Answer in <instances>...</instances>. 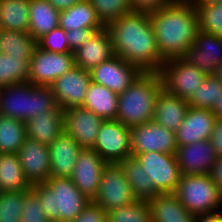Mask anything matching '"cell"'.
<instances>
[{"label":"cell","mask_w":222,"mask_h":222,"mask_svg":"<svg viewBox=\"0 0 222 222\" xmlns=\"http://www.w3.org/2000/svg\"><path fill=\"white\" fill-rule=\"evenodd\" d=\"M177 147L175 155L182 175L209 174L218 157L210 140Z\"/></svg>","instance_id":"cell-19"},{"label":"cell","mask_w":222,"mask_h":222,"mask_svg":"<svg viewBox=\"0 0 222 222\" xmlns=\"http://www.w3.org/2000/svg\"><path fill=\"white\" fill-rule=\"evenodd\" d=\"M207 75H213L222 64V37L198 31L194 44L182 57Z\"/></svg>","instance_id":"cell-18"},{"label":"cell","mask_w":222,"mask_h":222,"mask_svg":"<svg viewBox=\"0 0 222 222\" xmlns=\"http://www.w3.org/2000/svg\"><path fill=\"white\" fill-rule=\"evenodd\" d=\"M213 75L222 83V64L217 66Z\"/></svg>","instance_id":"cell-51"},{"label":"cell","mask_w":222,"mask_h":222,"mask_svg":"<svg viewBox=\"0 0 222 222\" xmlns=\"http://www.w3.org/2000/svg\"><path fill=\"white\" fill-rule=\"evenodd\" d=\"M59 27L65 32L78 28H105L89 0H80L60 11Z\"/></svg>","instance_id":"cell-28"},{"label":"cell","mask_w":222,"mask_h":222,"mask_svg":"<svg viewBox=\"0 0 222 222\" xmlns=\"http://www.w3.org/2000/svg\"><path fill=\"white\" fill-rule=\"evenodd\" d=\"M28 191H0V222H20Z\"/></svg>","instance_id":"cell-37"},{"label":"cell","mask_w":222,"mask_h":222,"mask_svg":"<svg viewBox=\"0 0 222 222\" xmlns=\"http://www.w3.org/2000/svg\"><path fill=\"white\" fill-rule=\"evenodd\" d=\"M37 41L29 32L0 29V52L11 57H32Z\"/></svg>","instance_id":"cell-33"},{"label":"cell","mask_w":222,"mask_h":222,"mask_svg":"<svg viewBox=\"0 0 222 222\" xmlns=\"http://www.w3.org/2000/svg\"><path fill=\"white\" fill-rule=\"evenodd\" d=\"M16 154L31 185L45 183L50 178L49 145L26 137Z\"/></svg>","instance_id":"cell-17"},{"label":"cell","mask_w":222,"mask_h":222,"mask_svg":"<svg viewBox=\"0 0 222 222\" xmlns=\"http://www.w3.org/2000/svg\"><path fill=\"white\" fill-rule=\"evenodd\" d=\"M37 46L45 51L72 53L66 38V32L57 27L37 40Z\"/></svg>","instance_id":"cell-40"},{"label":"cell","mask_w":222,"mask_h":222,"mask_svg":"<svg viewBox=\"0 0 222 222\" xmlns=\"http://www.w3.org/2000/svg\"><path fill=\"white\" fill-rule=\"evenodd\" d=\"M148 15L161 57L165 61L183 57L199 31L196 7L189 0H176Z\"/></svg>","instance_id":"cell-2"},{"label":"cell","mask_w":222,"mask_h":222,"mask_svg":"<svg viewBox=\"0 0 222 222\" xmlns=\"http://www.w3.org/2000/svg\"><path fill=\"white\" fill-rule=\"evenodd\" d=\"M119 164H108L102 173L99 190L93 202L106 212L137 201Z\"/></svg>","instance_id":"cell-8"},{"label":"cell","mask_w":222,"mask_h":222,"mask_svg":"<svg viewBox=\"0 0 222 222\" xmlns=\"http://www.w3.org/2000/svg\"><path fill=\"white\" fill-rule=\"evenodd\" d=\"M62 110L51 86L21 82L1 87L0 114L26 122L39 113Z\"/></svg>","instance_id":"cell-5"},{"label":"cell","mask_w":222,"mask_h":222,"mask_svg":"<svg viewBox=\"0 0 222 222\" xmlns=\"http://www.w3.org/2000/svg\"><path fill=\"white\" fill-rule=\"evenodd\" d=\"M92 82L90 71L75 66L51 85L58 106L64 110L83 106L89 84Z\"/></svg>","instance_id":"cell-14"},{"label":"cell","mask_w":222,"mask_h":222,"mask_svg":"<svg viewBox=\"0 0 222 222\" xmlns=\"http://www.w3.org/2000/svg\"><path fill=\"white\" fill-rule=\"evenodd\" d=\"M213 113L217 118H222V94L217 99L214 107L212 108Z\"/></svg>","instance_id":"cell-49"},{"label":"cell","mask_w":222,"mask_h":222,"mask_svg":"<svg viewBox=\"0 0 222 222\" xmlns=\"http://www.w3.org/2000/svg\"><path fill=\"white\" fill-rule=\"evenodd\" d=\"M75 66L73 53L49 52L36 46L30 59L28 82L35 86H51L57 78Z\"/></svg>","instance_id":"cell-10"},{"label":"cell","mask_w":222,"mask_h":222,"mask_svg":"<svg viewBox=\"0 0 222 222\" xmlns=\"http://www.w3.org/2000/svg\"><path fill=\"white\" fill-rule=\"evenodd\" d=\"M20 222H50L38 195L30 189L25 196Z\"/></svg>","instance_id":"cell-41"},{"label":"cell","mask_w":222,"mask_h":222,"mask_svg":"<svg viewBox=\"0 0 222 222\" xmlns=\"http://www.w3.org/2000/svg\"><path fill=\"white\" fill-rule=\"evenodd\" d=\"M108 30L114 55L137 67L142 73H158L165 60L157 47L147 13L132 11L109 22Z\"/></svg>","instance_id":"cell-1"},{"label":"cell","mask_w":222,"mask_h":222,"mask_svg":"<svg viewBox=\"0 0 222 222\" xmlns=\"http://www.w3.org/2000/svg\"><path fill=\"white\" fill-rule=\"evenodd\" d=\"M63 116L64 132L82 148L92 149L104 119L82 106L64 109Z\"/></svg>","instance_id":"cell-15"},{"label":"cell","mask_w":222,"mask_h":222,"mask_svg":"<svg viewBox=\"0 0 222 222\" xmlns=\"http://www.w3.org/2000/svg\"><path fill=\"white\" fill-rule=\"evenodd\" d=\"M75 65L90 71L114 56L111 36L106 28L96 31L74 53Z\"/></svg>","instance_id":"cell-21"},{"label":"cell","mask_w":222,"mask_h":222,"mask_svg":"<svg viewBox=\"0 0 222 222\" xmlns=\"http://www.w3.org/2000/svg\"><path fill=\"white\" fill-rule=\"evenodd\" d=\"M209 176L222 192V156L217 157L216 162L209 172Z\"/></svg>","instance_id":"cell-46"},{"label":"cell","mask_w":222,"mask_h":222,"mask_svg":"<svg viewBox=\"0 0 222 222\" xmlns=\"http://www.w3.org/2000/svg\"><path fill=\"white\" fill-rule=\"evenodd\" d=\"M118 94L103 85L91 82L85 95L84 108L104 120L116 119Z\"/></svg>","instance_id":"cell-29"},{"label":"cell","mask_w":222,"mask_h":222,"mask_svg":"<svg viewBox=\"0 0 222 222\" xmlns=\"http://www.w3.org/2000/svg\"><path fill=\"white\" fill-rule=\"evenodd\" d=\"M31 57H11L0 52V86L28 82Z\"/></svg>","instance_id":"cell-34"},{"label":"cell","mask_w":222,"mask_h":222,"mask_svg":"<svg viewBox=\"0 0 222 222\" xmlns=\"http://www.w3.org/2000/svg\"><path fill=\"white\" fill-rule=\"evenodd\" d=\"M104 28H78L66 31V38L70 51L74 53L81 47L86 40L90 38L96 31Z\"/></svg>","instance_id":"cell-42"},{"label":"cell","mask_w":222,"mask_h":222,"mask_svg":"<svg viewBox=\"0 0 222 222\" xmlns=\"http://www.w3.org/2000/svg\"><path fill=\"white\" fill-rule=\"evenodd\" d=\"M108 164L94 149L83 148L78 155L71 180L91 201L96 197L102 173Z\"/></svg>","instance_id":"cell-16"},{"label":"cell","mask_w":222,"mask_h":222,"mask_svg":"<svg viewBox=\"0 0 222 222\" xmlns=\"http://www.w3.org/2000/svg\"><path fill=\"white\" fill-rule=\"evenodd\" d=\"M211 146L217 156H222V118H216L212 134L210 136Z\"/></svg>","instance_id":"cell-45"},{"label":"cell","mask_w":222,"mask_h":222,"mask_svg":"<svg viewBox=\"0 0 222 222\" xmlns=\"http://www.w3.org/2000/svg\"><path fill=\"white\" fill-rule=\"evenodd\" d=\"M17 154H0V191L30 190Z\"/></svg>","instance_id":"cell-30"},{"label":"cell","mask_w":222,"mask_h":222,"mask_svg":"<svg viewBox=\"0 0 222 222\" xmlns=\"http://www.w3.org/2000/svg\"><path fill=\"white\" fill-rule=\"evenodd\" d=\"M193 5L222 4V0H189Z\"/></svg>","instance_id":"cell-50"},{"label":"cell","mask_w":222,"mask_h":222,"mask_svg":"<svg viewBox=\"0 0 222 222\" xmlns=\"http://www.w3.org/2000/svg\"><path fill=\"white\" fill-rule=\"evenodd\" d=\"M162 89L159 73H141L123 93L118 94L116 120L129 128L152 121L155 102Z\"/></svg>","instance_id":"cell-3"},{"label":"cell","mask_w":222,"mask_h":222,"mask_svg":"<svg viewBox=\"0 0 222 222\" xmlns=\"http://www.w3.org/2000/svg\"><path fill=\"white\" fill-rule=\"evenodd\" d=\"M194 222H216V212L210 214L195 215Z\"/></svg>","instance_id":"cell-48"},{"label":"cell","mask_w":222,"mask_h":222,"mask_svg":"<svg viewBox=\"0 0 222 222\" xmlns=\"http://www.w3.org/2000/svg\"><path fill=\"white\" fill-rule=\"evenodd\" d=\"M151 222H194L195 215L179 201L175 193H160L148 199Z\"/></svg>","instance_id":"cell-23"},{"label":"cell","mask_w":222,"mask_h":222,"mask_svg":"<svg viewBox=\"0 0 222 222\" xmlns=\"http://www.w3.org/2000/svg\"><path fill=\"white\" fill-rule=\"evenodd\" d=\"M25 123L28 138L50 145L64 132L63 110H50L39 113Z\"/></svg>","instance_id":"cell-25"},{"label":"cell","mask_w":222,"mask_h":222,"mask_svg":"<svg viewBox=\"0 0 222 222\" xmlns=\"http://www.w3.org/2000/svg\"><path fill=\"white\" fill-rule=\"evenodd\" d=\"M30 0H0V29L29 31Z\"/></svg>","instance_id":"cell-31"},{"label":"cell","mask_w":222,"mask_h":222,"mask_svg":"<svg viewBox=\"0 0 222 222\" xmlns=\"http://www.w3.org/2000/svg\"><path fill=\"white\" fill-rule=\"evenodd\" d=\"M49 149L50 177L70 178L83 148L63 132L49 145Z\"/></svg>","instance_id":"cell-22"},{"label":"cell","mask_w":222,"mask_h":222,"mask_svg":"<svg viewBox=\"0 0 222 222\" xmlns=\"http://www.w3.org/2000/svg\"><path fill=\"white\" fill-rule=\"evenodd\" d=\"M175 1L176 0H130L133 11L147 14L163 9Z\"/></svg>","instance_id":"cell-44"},{"label":"cell","mask_w":222,"mask_h":222,"mask_svg":"<svg viewBox=\"0 0 222 222\" xmlns=\"http://www.w3.org/2000/svg\"><path fill=\"white\" fill-rule=\"evenodd\" d=\"M141 73L137 67L117 55L90 70L93 83L103 85L117 94L123 93Z\"/></svg>","instance_id":"cell-13"},{"label":"cell","mask_w":222,"mask_h":222,"mask_svg":"<svg viewBox=\"0 0 222 222\" xmlns=\"http://www.w3.org/2000/svg\"><path fill=\"white\" fill-rule=\"evenodd\" d=\"M31 189L50 222H72L91 202L71 178L50 177L45 183L33 184Z\"/></svg>","instance_id":"cell-4"},{"label":"cell","mask_w":222,"mask_h":222,"mask_svg":"<svg viewBox=\"0 0 222 222\" xmlns=\"http://www.w3.org/2000/svg\"><path fill=\"white\" fill-rule=\"evenodd\" d=\"M94 149L107 164H119L131 154L130 128L116 119L104 120Z\"/></svg>","instance_id":"cell-9"},{"label":"cell","mask_w":222,"mask_h":222,"mask_svg":"<svg viewBox=\"0 0 222 222\" xmlns=\"http://www.w3.org/2000/svg\"><path fill=\"white\" fill-rule=\"evenodd\" d=\"M199 19V30L222 37V4L194 5Z\"/></svg>","instance_id":"cell-39"},{"label":"cell","mask_w":222,"mask_h":222,"mask_svg":"<svg viewBox=\"0 0 222 222\" xmlns=\"http://www.w3.org/2000/svg\"><path fill=\"white\" fill-rule=\"evenodd\" d=\"M221 94L222 83L214 75H208L187 102L193 108L212 110Z\"/></svg>","instance_id":"cell-35"},{"label":"cell","mask_w":222,"mask_h":222,"mask_svg":"<svg viewBox=\"0 0 222 222\" xmlns=\"http://www.w3.org/2000/svg\"><path fill=\"white\" fill-rule=\"evenodd\" d=\"M131 154L162 152L176 154L177 144L175 132L149 121L130 128Z\"/></svg>","instance_id":"cell-11"},{"label":"cell","mask_w":222,"mask_h":222,"mask_svg":"<svg viewBox=\"0 0 222 222\" xmlns=\"http://www.w3.org/2000/svg\"><path fill=\"white\" fill-rule=\"evenodd\" d=\"M175 194L181 204L194 215L222 210V192L209 174L182 175Z\"/></svg>","instance_id":"cell-6"},{"label":"cell","mask_w":222,"mask_h":222,"mask_svg":"<svg viewBox=\"0 0 222 222\" xmlns=\"http://www.w3.org/2000/svg\"><path fill=\"white\" fill-rule=\"evenodd\" d=\"M26 137L24 121L0 114V154H16Z\"/></svg>","instance_id":"cell-32"},{"label":"cell","mask_w":222,"mask_h":222,"mask_svg":"<svg viewBox=\"0 0 222 222\" xmlns=\"http://www.w3.org/2000/svg\"><path fill=\"white\" fill-rule=\"evenodd\" d=\"M189 107L186 100L162 89L155 102L152 120L168 130L176 132L185 119Z\"/></svg>","instance_id":"cell-24"},{"label":"cell","mask_w":222,"mask_h":222,"mask_svg":"<svg viewBox=\"0 0 222 222\" xmlns=\"http://www.w3.org/2000/svg\"><path fill=\"white\" fill-rule=\"evenodd\" d=\"M134 156L161 193H175L182 176L175 154L151 151Z\"/></svg>","instance_id":"cell-12"},{"label":"cell","mask_w":222,"mask_h":222,"mask_svg":"<svg viewBox=\"0 0 222 222\" xmlns=\"http://www.w3.org/2000/svg\"><path fill=\"white\" fill-rule=\"evenodd\" d=\"M138 200L147 201L161 192L156 188L153 179L135 156L127 157L119 163Z\"/></svg>","instance_id":"cell-26"},{"label":"cell","mask_w":222,"mask_h":222,"mask_svg":"<svg viewBox=\"0 0 222 222\" xmlns=\"http://www.w3.org/2000/svg\"><path fill=\"white\" fill-rule=\"evenodd\" d=\"M59 11L66 10L80 0H47Z\"/></svg>","instance_id":"cell-47"},{"label":"cell","mask_w":222,"mask_h":222,"mask_svg":"<svg viewBox=\"0 0 222 222\" xmlns=\"http://www.w3.org/2000/svg\"><path fill=\"white\" fill-rule=\"evenodd\" d=\"M107 222H151L147 201L137 200L127 206L108 211Z\"/></svg>","instance_id":"cell-36"},{"label":"cell","mask_w":222,"mask_h":222,"mask_svg":"<svg viewBox=\"0 0 222 222\" xmlns=\"http://www.w3.org/2000/svg\"><path fill=\"white\" fill-rule=\"evenodd\" d=\"M72 222H107V212L91 201Z\"/></svg>","instance_id":"cell-43"},{"label":"cell","mask_w":222,"mask_h":222,"mask_svg":"<svg viewBox=\"0 0 222 222\" xmlns=\"http://www.w3.org/2000/svg\"><path fill=\"white\" fill-rule=\"evenodd\" d=\"M97 17L106 26L124 14L132 12L130 0H89Z\"/></svg>","instance_id":"cell-38"},{"label":"cell","mask_w":222,"mask_h":222,"mask_svg":"<svg viewBox=\"0 0 222 222\" xmlns=\"http://www.w3.org/2000/svg\"><path fill=\"white\" fill-rule=\"evenodd\" d=\"M158 73L161 76L163 89L186 101L201 87L208 76L182 57L165 61Z\"/></svg>","instance_id":"cell-7"},{"label":"cell","mask_w":222,"mask_h":222,"mask_svg":"<svg viewBox=\"0 0 222 222\" xmlns=\"http://www.w3.org/2000/svg\"><path fill=\"white\" fill-rule=\"evenodd\" d=\"M216 222H222V211L216 212Z\"/></svg>","instance_id":"cell-52"},{"label":"cell","mask_w":222,"mask_h":222,"mask_svg":"<svg viewBox=\"0 0 222 222\" xmlns=\"http://www.w3.org/2000/svg\"><path fill=\"white\" fill-rule=\"evenodd\" d=\"M216 118L212 110L189 107L185 119L175 132L177 146L209 140Z\"/></svg>","instance_id":"cell-20"},{"label":"cell","mask_w":222,"mask_h":222,"mask_svg":"<svg viewBox=\"0 0 222 222\" xmlns=\"http://www.w3.org/2000/svg\"><path fill=\"white\" fill-rule=\"evenodd\" d=\"M59 14L60 11L47 0H30L28 32L37 41L59 27Z\"/></svg>","instance_id":"cell-27"}]
</instances>
